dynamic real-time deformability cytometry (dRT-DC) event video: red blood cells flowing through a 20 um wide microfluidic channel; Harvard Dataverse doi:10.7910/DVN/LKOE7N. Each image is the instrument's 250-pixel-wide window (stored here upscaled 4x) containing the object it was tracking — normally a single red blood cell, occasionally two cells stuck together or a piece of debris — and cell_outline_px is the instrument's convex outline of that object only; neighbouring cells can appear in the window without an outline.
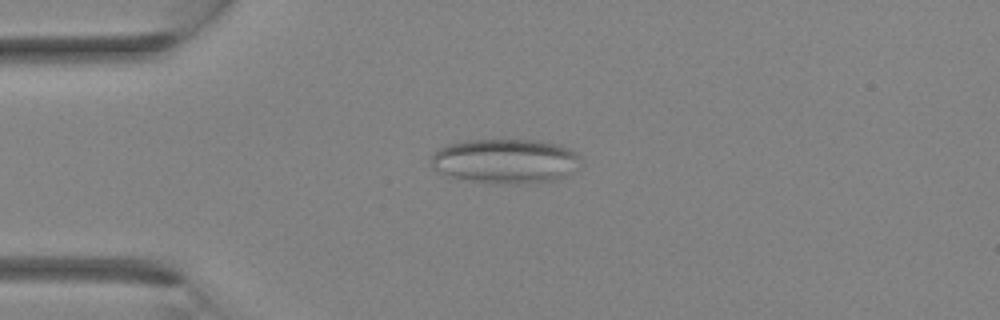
{"species": "Egyptian fruit bat (a non-hibernating species)", "species_latin": "Rousettus aegyptiacus", "temperature_condition": "room temperature", "stored_images_in_passage": 3, "camera_frame_rate_fps": 3000, "um_per_image_px": 0.085, "animal": {"sex": "female"}, "frame": {"image": 1, "passage_image": 3, "time_ms": 0.667, "image_size_px": [1000, 320], "cell_outline_px": [[584, 164], [564, 176], [556, 180], [524, 184], [496, 184], [472, 180], [452, 176], [436, 172], [432, 168], [432, 152], [448, 144], [464, 140], [540, 140], [556, 144], [568, 148], [576, 152], [580, 156]], "centroid_in_image_um": [42.99, 13.69], "position_along_channel_um": 42.0, "area_um2": 39.25}}